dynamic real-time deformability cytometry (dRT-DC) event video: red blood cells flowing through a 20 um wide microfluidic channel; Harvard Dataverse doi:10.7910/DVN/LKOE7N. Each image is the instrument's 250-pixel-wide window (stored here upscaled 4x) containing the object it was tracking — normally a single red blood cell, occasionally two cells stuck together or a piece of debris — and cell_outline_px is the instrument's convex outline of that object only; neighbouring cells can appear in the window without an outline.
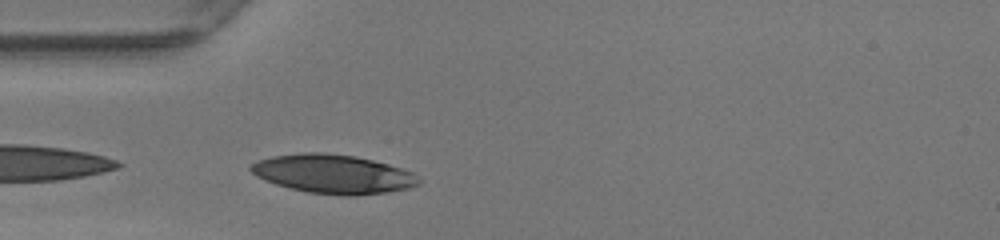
{"species": "human", "species_latin": "Homo sapiens", "temperature_condition": "warm", "stored_images_in_passage": 10, "camera_frame_rate_fps": 3000, "um_per_image_px": 0.085, "donor": {"sex": "female"}, "frame": {"image": 1, "passage_image": 1, "time_ms": 0.0, "image_size_px": [1000, 240], "cell_outline_px": [[420, 184], [408, 188], [388, 192], [356, 196], [344, 196], [308, 192], [288, 188], [264, 180], [256, 176], [248, 168], [252, 164], [260, 160], [272, 156], [300, 152], [324, 152], [356, 156], [388, 164], [412, 172], [420, 180]], "centroid_in_image_um": [28.31, 14.79], "position_along_channel_um": 56.7, "area_um2": 38.21}}
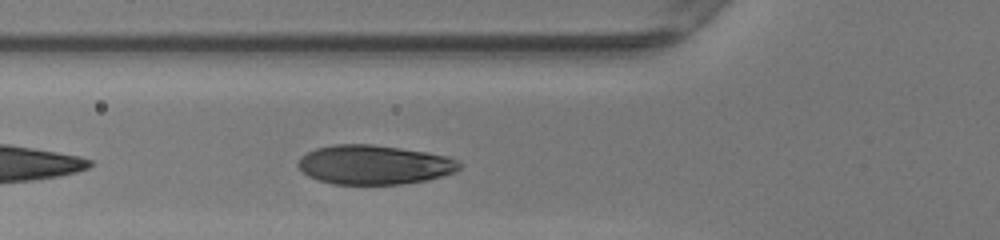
{"frame": {"image": 2, "passage_image": 4, "time_ms": 1.0, "image_size_px": [1000, 240], "cell_outline_px": [[464, 164], [456, 172], [428, 180], [404, 184], [332, 184], [316, 180], [308, 176], [296, 164], [300, 156], [316, 148], [332, 144], [372, 144], [428, 152], [448, 156]], "centroid_in_image_um": [31.81, 14.0], "position_along_channel_um": 94.0, "area_um2": 37.34}}
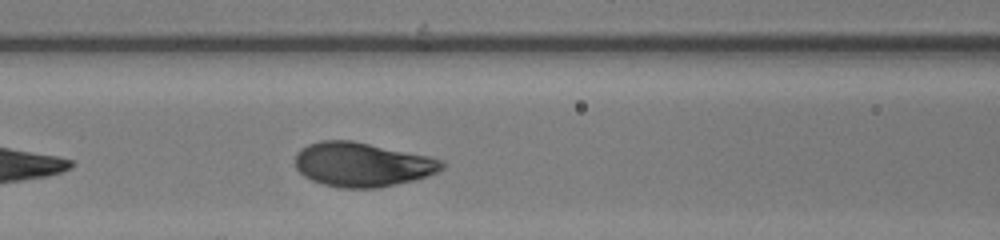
{"frame": {"image": 3, "passage_image": 7, "time_ms": 2.0, "image_size_px": [1000, 240], "cell_outline_px": [[448, 164], [440, 172], [416, 180], [380, 188], [340, 188], [324, 184], [312, 180], [304, 176], [296, 168], [296, 152], [300, 148], [308, 144], [320, 140], [352, 140], [432, 156], [444, 160]], "centroid_in_image_um": [30.86, 13.98], "position_along_channel_um": 135.7, "area_um2": 38.55}}